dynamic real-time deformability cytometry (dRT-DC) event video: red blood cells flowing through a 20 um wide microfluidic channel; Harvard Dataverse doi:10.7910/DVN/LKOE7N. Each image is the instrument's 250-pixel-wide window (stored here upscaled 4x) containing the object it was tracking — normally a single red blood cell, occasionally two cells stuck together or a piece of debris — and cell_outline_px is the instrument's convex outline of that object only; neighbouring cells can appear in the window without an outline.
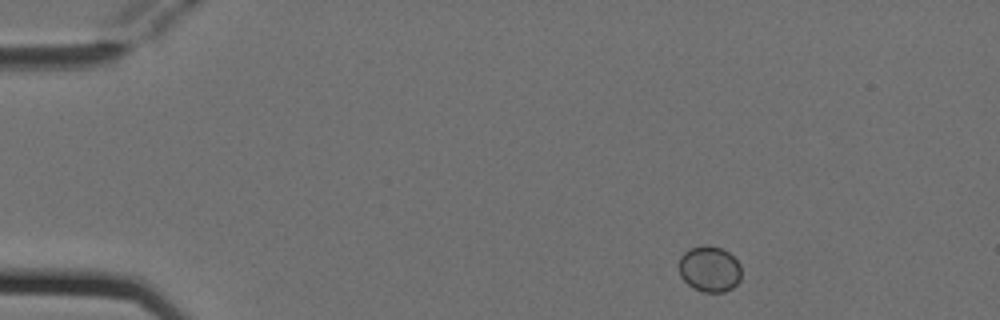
{"species": "Egyptian fruit bat (a non-hibernating species)", "species_latin": "Rousettus aegyptiacus", "temperature_condition": "cold", "stored_images_in_passage": 3, "camera_frame_rate_fps": 3000, "um_per_image_px": 0.085, "animal": {"sex": "female"}, "frame": {"image": 1, "passage_image": 1, "time_ms": 0.0, "image_size_px": [1000, 320], "cell_outline_px": [[740, 280], [732, 288], [724, 292], [704, 292], [692, 288], [680, 276], [680, 256], [688, 248], [704, 244], [708, 244], [720, 248], [728, 252], [740, 264]], "centroid_in_image_um": [60.3, 22.85], "position_along_channel_um": 24.7, "area_um2": 16.76}}
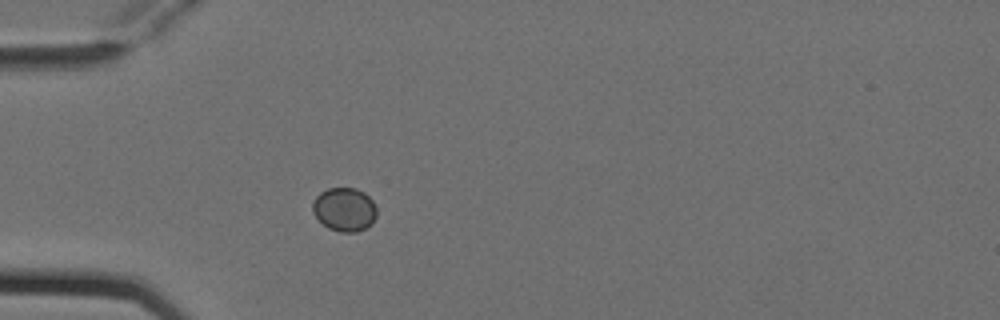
{"frame": {"image": 2, "passage_image": 3, "time_ms": 0.667, "image_size_px": [1000, 320], "cell_outline_px": [[376, 216], [372, 224], [356, 232], [340, 232], [328, 228], [312, 212], [312, 204], [316, 196], [320, 192], [328, 188], [356, 188], [364, 192], [372, 200], [376, 208]], "centroid_in_image_um": [29.28, 17.79], "position_along_channel_um": 55.7, "area_um2": 16.3}}